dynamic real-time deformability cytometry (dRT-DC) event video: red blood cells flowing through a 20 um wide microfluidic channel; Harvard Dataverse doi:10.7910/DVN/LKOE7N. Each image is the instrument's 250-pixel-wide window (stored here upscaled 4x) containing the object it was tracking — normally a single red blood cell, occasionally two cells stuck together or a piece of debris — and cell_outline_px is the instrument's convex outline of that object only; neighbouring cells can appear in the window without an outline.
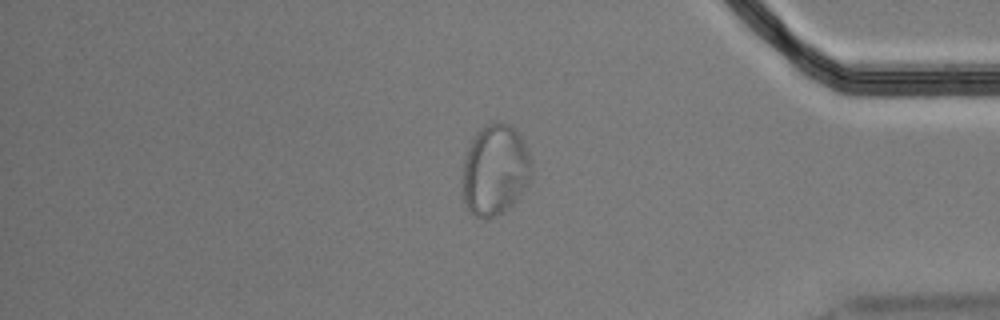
{"species": "Egyptian fruit bat (a non-hibernating species)", "species_latin": "Rousettus aegyptiacus", "temperature_condition": "cold", "stored_images_in_passage": 41, "segment_of_instrument_passage": [2, 2], "camera_frame_rate_fps": 3000, "um_per_image_px": 0.085, "animal": {"sex": "male"}, "frame": {"image": 1, "passage_image": 32, "time_ms": 10.333, "image_size_px": [1000, 320], "cell_outline_px": [[532, 172], [528, 180], [516, 200], [512, 204], [496, 216], [484, 220], [476, 216], [468, 208], [464, 200], [460, 180], [464, 160], [472, 136], [484, 124], [492, 120], [500, 120], [508, 124], [520, 136], [528, 148], [532, 160]], "centroid_in_image_um": [42.05, 14.4], "position_along_channel_um": 393.2, "area_um2": 37.11}}